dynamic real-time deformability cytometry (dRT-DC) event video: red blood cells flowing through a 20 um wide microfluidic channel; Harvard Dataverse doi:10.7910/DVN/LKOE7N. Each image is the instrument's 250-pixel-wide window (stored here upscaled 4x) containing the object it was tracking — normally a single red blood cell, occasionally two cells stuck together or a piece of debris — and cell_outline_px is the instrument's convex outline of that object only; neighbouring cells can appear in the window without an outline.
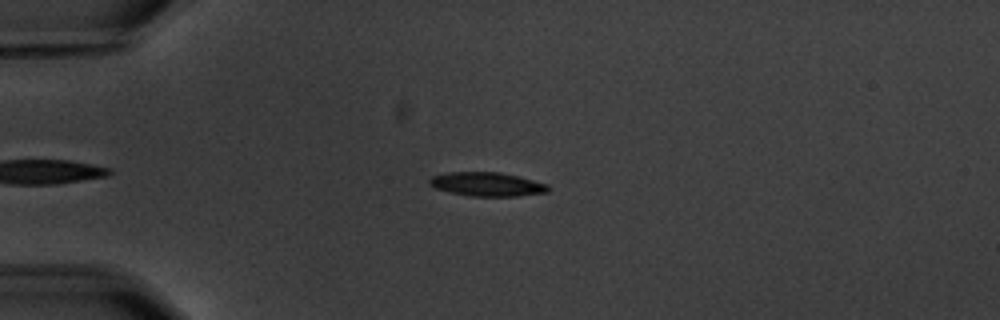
{"species": "common noctule bat (a hibernating species)", "species_latin": "Nyctalus noctula", "temperature_condition": "warm", "stored_images_in_passage": 3, "camera_frame_rate_fps": 3000, "um_per_image_px": 0.085, "animal": {"sex": "male", "body_mass_g": 20.1, "forearm_length_mm": 53.5}, "frame": {"image": 1, "passage_image": 2, "time_ms": 1.0, "image_size_px": [1000, 320], "cell_outline_px": [[552, 188], [548, 192], [516, 196], [472, 196], [452, 192], [436, 188], [428, 184], [428, 180], [432, 176], [448, 172], [500, 172], [520, 176], [548, 184]], "centroid_in_image_um": [41.44, 15.65], "position_along_channel_um": 43.6, "area_um2": 16.59}}